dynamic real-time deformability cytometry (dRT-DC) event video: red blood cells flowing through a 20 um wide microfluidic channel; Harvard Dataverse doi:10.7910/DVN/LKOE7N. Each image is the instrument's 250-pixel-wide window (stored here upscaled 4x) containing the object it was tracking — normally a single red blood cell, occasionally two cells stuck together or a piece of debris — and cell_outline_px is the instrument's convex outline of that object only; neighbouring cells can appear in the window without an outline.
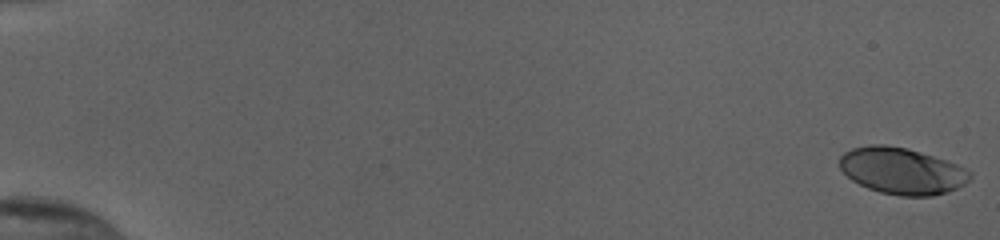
{"species": "human", "species_latin": "Homo sapiens", "temperature_condition": "cold", "stored_images_in_passage": 55, "camera_frame_rate_fps": 3000, "um_per_image_px": 0.085, "donor": {"sex": "female"}, "frame": {"image": 1, "passage_image": 1, "time_ms": 0.0, "image_size_px": [1000, 240], "cell_outline_px": [[972, 176], [964, 184], [956, 188], [932, 196], [900, 196], [880, 192], [868, 188], [852, 180], [840, 168], [840, 156], [844, 152], [852, 148], [868, 144], [884, 144], [908, 148], [956, 164], [972, 172]], "centroid_in_image_um": [76.63, 14.52], "position_along_channel_um": 8.4, "area_um2": 35.14}}
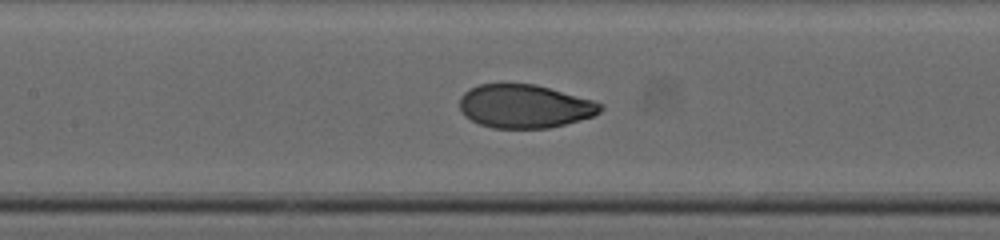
{"frame": {"image": 2, "passage_image": 28, "time_ms": 9.0, "image_size_px": [1000, 240], "cell_outline_px": [[604, 108], [600, 112], [592, 116], [564, 124], [548, 128], [492, 128], [480, 124], [464, 116], [460, 108], [460, 96], [468, 88], [480, 84], [536, 84], [592, 100], [604, 104]], "centroid_in_image_um": [44.57, 9.03], "position_along_channel_um": 162.8, "area_um2": 35.6}}
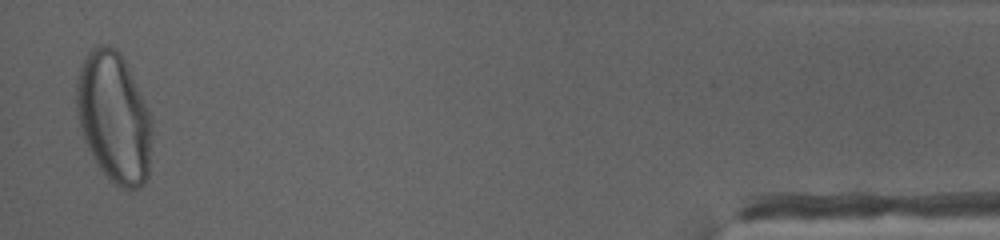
{"frame": {"image": 3, "passage_image": 54, "time_ms": 17.667, "image_size_px": [1000, 240], "cell_outline_px": [[152, 128], [148, 176], [144, 184], [140, 188], [120, 188], [108, 180], [96, 164], [84, 140], [80, 128], [76, 112], [76, 84], [80, 68], [88, 52], [92, 48], [100, 44], [108, 44], [116, 48], [120, 52], [128, 68], [148, 112], [152, 124]], "centroid_in_image_um": [9.66, 10.01], "position_along_channel_um": 425.5, "area_um2": 57.22}, "authors_computed_cell_mechanics": {"area_um2": 36.125, "velocity_mm_per_s": 3.8608, "shape_relaxation_time_tau1_ms": 4.6195, "shape_relaxation_time_tau2_ms": null, "deformation_change_tau1": 0.1921, "deformation_change_tau2": null}}